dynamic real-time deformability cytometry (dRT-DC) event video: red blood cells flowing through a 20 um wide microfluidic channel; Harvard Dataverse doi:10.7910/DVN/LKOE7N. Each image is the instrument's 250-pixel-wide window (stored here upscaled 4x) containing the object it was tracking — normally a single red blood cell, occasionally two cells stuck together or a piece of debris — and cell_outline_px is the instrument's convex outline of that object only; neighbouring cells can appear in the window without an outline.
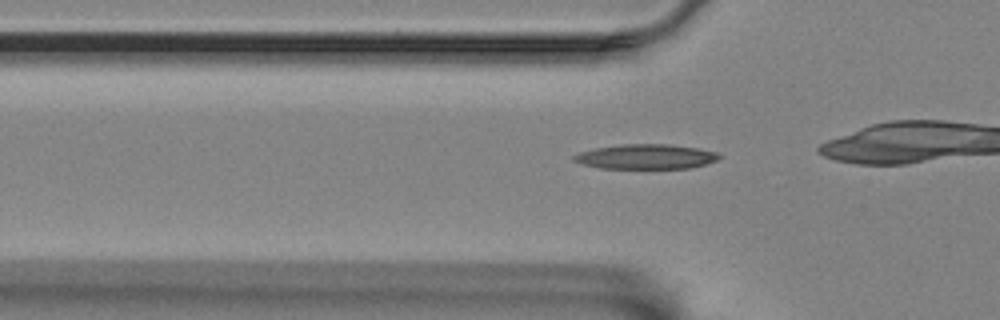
{"species": "Egyptian fruit bat (a non-hibernating species)", "species_latin": "Rousettus aegyptiacus", "temperature_condition": "room temperature", "stored_images_in_passage": 33, "camera_frame_rate_fps": 3000, "um_per_image_px": 0.085, "animal": {"sex": "female"}, "frame": {"image": 1, "passage_image": 6, "time_ms": 1.667, "image_size_px": [1000, 320], "cell_outline_px": [[720, 156], [716, 160], [704, 164], [688, 168], [600, 168], [584, 164], [572, 160], [572, 156], [580, 152], [596, 148], [624, 144], [668, 144], [696, 148], [716, 152]], "centroid_in_image_um": [54.87, 13.31], "position_along_channel_um": 70.9, "area_um2": 20.63}}
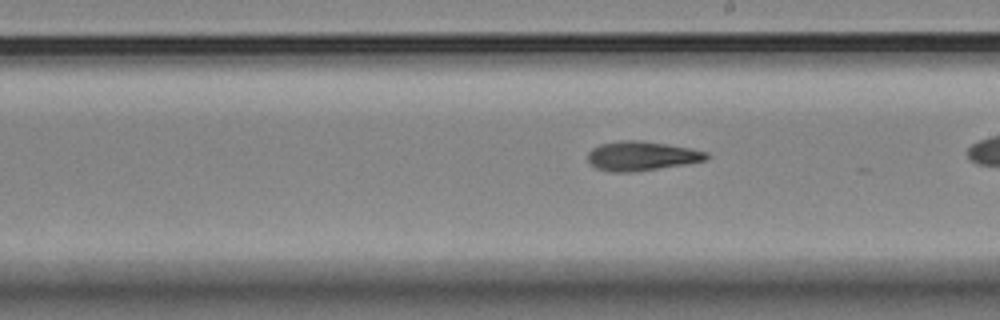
{"frame": {"image": 2, "passage_image": 20, "time_ms": 6.333, "image_size_px": [1000, 320], "cell_outline_px": [[708, 156], [704, 160], [684, 164], [632, 172], [608, 172], [596, 168], [588, 160], [588, 152], [592, 148], [600, 144], [620, 140], [640, 140], [688, 148], [708, 152]], "centroid_in_image_um": [54.47, 13.25], "position_along_channel_um": 234.5, "area_um2": 20.0}}
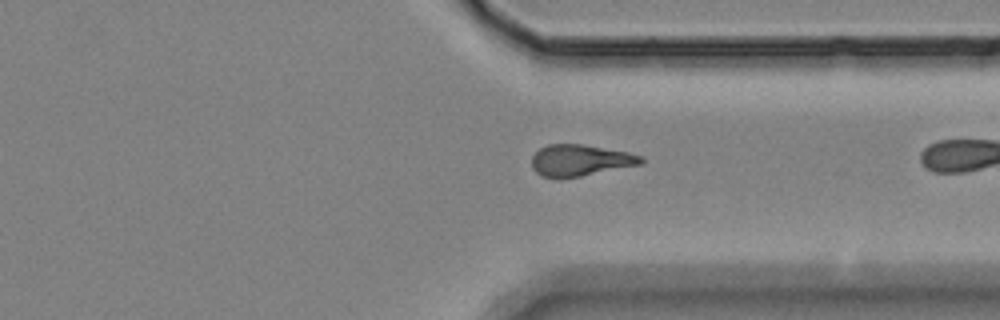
{"frame": {"image": 3, "passage_image": 31, "time_ms": 10.0, "image_size_px": [1000, 320], "cell_outline_px": [[644, 160], [640, 164], [580, 176], [544, 176], [536, 172], [532, 168], [532, 156], [540, 148], [548, 144], [580, 144], [628, 152], [644, 156]], "centroid_in_image_um": [49.33, 13.6], "position_along_channel_um": 362.1, "area_um2": 19.48}}